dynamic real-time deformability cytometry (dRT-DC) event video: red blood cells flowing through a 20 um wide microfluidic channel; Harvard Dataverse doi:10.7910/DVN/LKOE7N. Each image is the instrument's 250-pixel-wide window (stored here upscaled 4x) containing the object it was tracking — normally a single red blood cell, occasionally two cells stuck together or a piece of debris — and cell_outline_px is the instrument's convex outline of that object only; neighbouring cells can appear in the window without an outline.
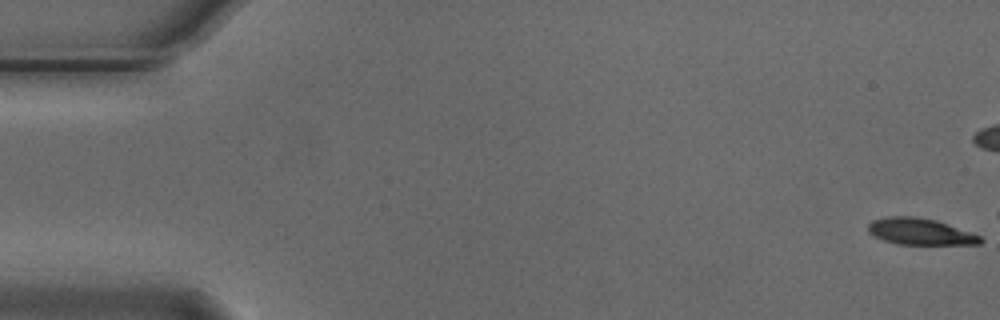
{"species": "Egyptian fruit bat (a non-hibernating species)", "species_latin": "Rousettus aegyptiacus", "temperature_condition": "cold", "stored_images_in_passage": 5, "camera_frame_rate_fps": 3000, "um_per_image_px": 0.085, "animal": {"sex": "male"}, "frame": {"image": 1, "passage_image": 1, "time_ms": 0.0, "image_size_px": [1000, 320], "cell_outline_px": [[984, 240], [980, 244], [896, 244], [884, 240], [868, 232], [868, 224], [872, 220], [888, 216], [912, 216], [936, 220], [980, 236]], "centroid_in_image_um": [78.19, 19.68], "position_along_channel_um": 6.8, "area_um2": 17.11}}